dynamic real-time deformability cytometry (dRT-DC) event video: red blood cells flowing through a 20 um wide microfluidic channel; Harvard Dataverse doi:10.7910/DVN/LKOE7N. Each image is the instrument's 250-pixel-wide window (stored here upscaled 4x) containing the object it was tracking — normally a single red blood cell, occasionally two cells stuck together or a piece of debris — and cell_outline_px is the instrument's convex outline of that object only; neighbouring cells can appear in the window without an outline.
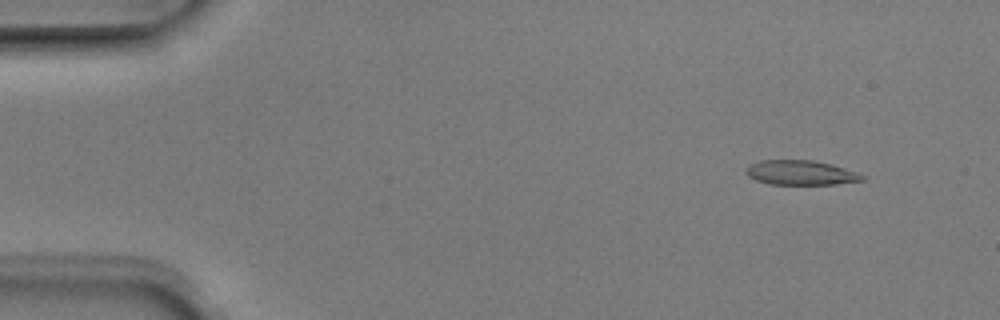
{"species": "Egyptian fruit bat (a non-hibernating species)", "species_latin": "Rousettus aegyptiacus", "temperature_condition": "room temperature", "stored_images_in_passage": 3, "camera_frame_rate_fps": 3000, "um_per_image_px": 0.085, "animal": {"sex": "male"}, "frame": {"image": 1, "passage_image": 1, "time_ms": 0.0, "image_size_px": [1000, 320], "cell_outline_px": [[864, 180], [836, 184], [768, 184], [756, 180], [748, 176], [744, 172], [744, 168], [748, 164], [760, 160], [812, 160], [832, 164], [856, 172], [864, 176]], "centroid_in_image_um": [67.99, 14.67], "position_along_channel_um": 17.0, "area_um2": 16.76}}